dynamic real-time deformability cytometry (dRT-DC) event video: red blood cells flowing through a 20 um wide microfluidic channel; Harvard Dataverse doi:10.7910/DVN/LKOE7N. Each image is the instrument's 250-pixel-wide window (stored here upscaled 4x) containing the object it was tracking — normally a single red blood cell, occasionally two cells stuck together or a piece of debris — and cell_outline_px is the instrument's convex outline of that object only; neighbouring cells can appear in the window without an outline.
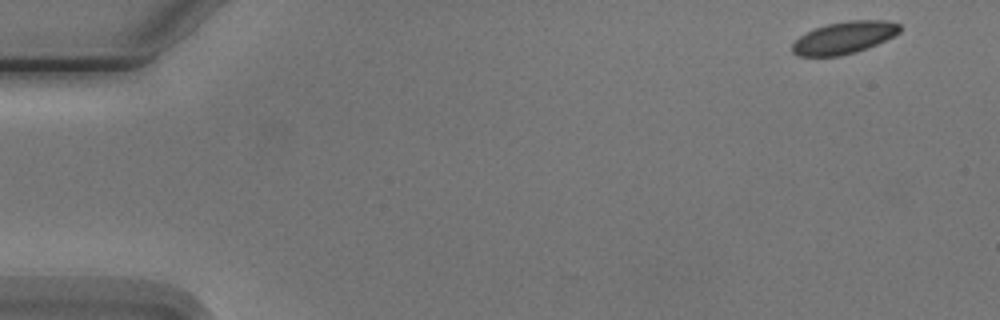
{"species": "Egyptian fruit bat (a non-hibernating species)", "species_latin": "Rousettus aegyptiacus", "temperature_condition": "cold", "stored_images_in_passage": 6, "camera_frame_rate_fps": 3000, "um_per_image_px": 0.085, "animal": {"sex": "male"}, "frame": {"image": 1, "passage_image": 1, "time_ms": 0.0, "image_size_px": [1000, 320], "cell_outline_px": [[900, 32], [876, 44], [856, 52], [840, 56], [796, 56], [792, 52], [792, 44], [800, 36], [816, 28], [828, 24], [848, 20], [884, 20], [900, 24]], "centroid_in_image_um": [71.73, 3.21], "position_along_channel_um": 13.3, "area_um2": 19.94}}
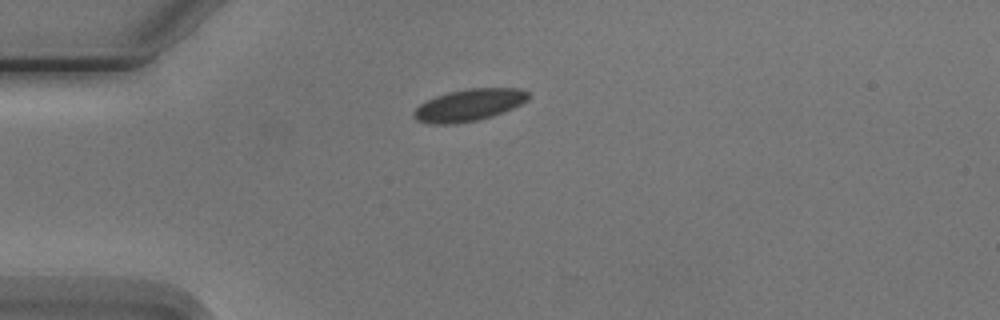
{"frame": {"image": 2, "passage_image": 4, "time_ms": 3.667, "image_size_px": [1000, 320], "cell_outline_px": [[528, 100], [504, 112], [492, 116], [476, 120], [452, 124], [432, 124], [416, 120], [412, 116], [412, 112], [420, 104], [436, 96], [448, 92], [468, 88], [520, 88], [528, 92]], "centroid_in_image_um": [39.85, 8.93], "position_along_channel_um": 45.2, "area_um2": 21.27}}
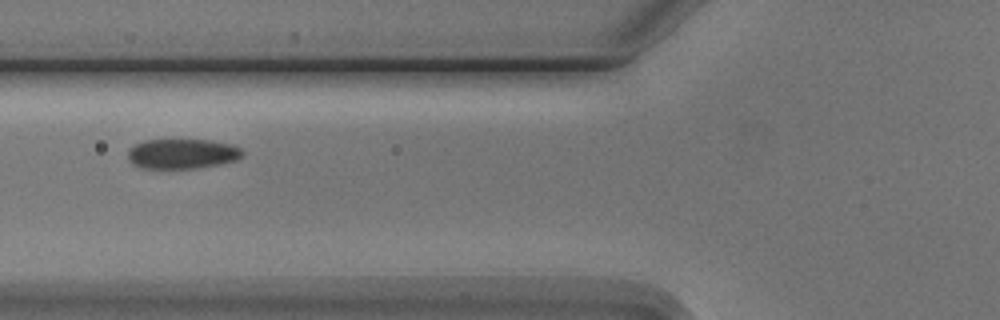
{"frame": {"image": 3, "passage_image": 6, "time_ms": 6.0, "image_size_px": [1000, 320], "cell_outline_px": [[244, 156], [236, 160], [220, 164], [196, 168], [140, 168], [132, 164], [128, 160], [128, 148], [144, 140], [212, 140], [232, 144], [240, 148], [244, 152]], "centroid_in_image_um": [15.49, 13.07], "position_along_channel_um": 110.3, "area_um2": 20.17}}